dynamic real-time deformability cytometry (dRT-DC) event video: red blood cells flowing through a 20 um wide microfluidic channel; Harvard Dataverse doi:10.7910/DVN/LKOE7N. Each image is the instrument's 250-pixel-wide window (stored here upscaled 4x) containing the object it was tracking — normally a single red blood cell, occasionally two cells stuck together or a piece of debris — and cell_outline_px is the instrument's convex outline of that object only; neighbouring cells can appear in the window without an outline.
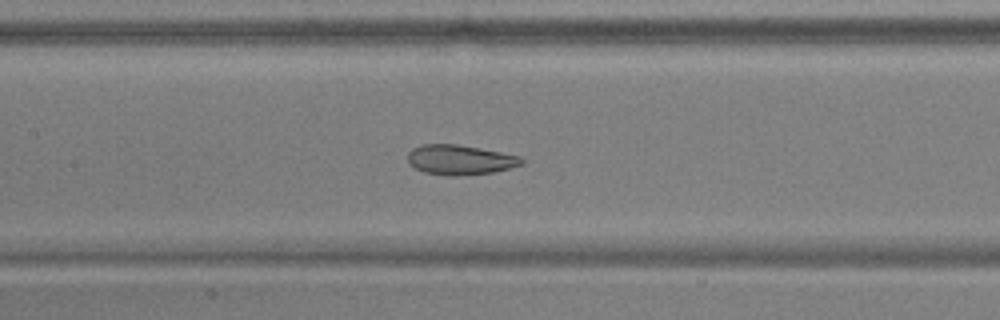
{"species": "common noctule bat (a hibernating species)", "species_latin": "Nyctalus noctula", "temperature_condition": "warm", "stored_images_in_passage": 39, "camera_frame_rate_fps": 3000, "um_per_image_px": 0.085, "animal": {"sex": "male", "body_mass_g": 17.9, "forearm_length_mm": 54.2}, "frame": {"image": 1, "passage_image": 11, "time_ms": 3.333, "image_size_px": [1000, 320], "cell_outline_px": [[524, 164], [492, 172], [456, 176], [452, 176], [424, 172], [408, 164], [408, 152], [412, 148], [424, 144], [456, 144], [500, 152], [520, 156], [524, 160]], "centroid_in_image_um": [39.08, 13.58], "position_along_channel_um": 168.3, "area_um2": 19.65}}
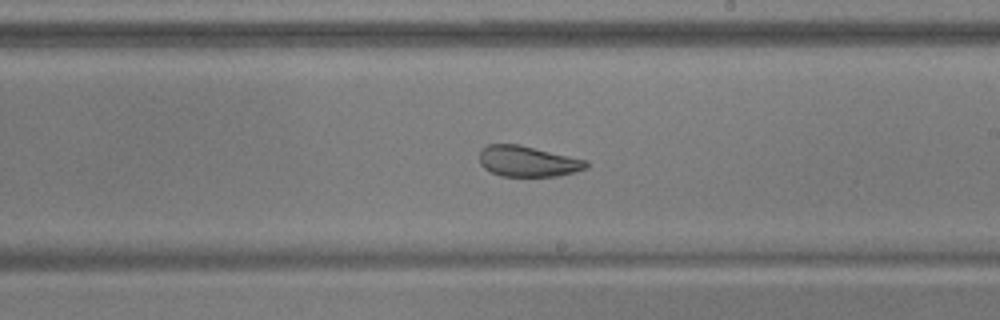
{"frame": {"image": 2, "passage_image": 17, "time_ms": 5.333, "image_size_px": [1000, 320], "cell_outline_px": [[588, 168], [576, 172], [560, 176], [500, 176], [484, 168], [480, 164], [480, 152], [488, 144], [520, 144], [588, 160]], "centroid_in_image_um": [44.91, 13.71], "position_along_channel_um": 244.1, "area_um2": 19.31}}
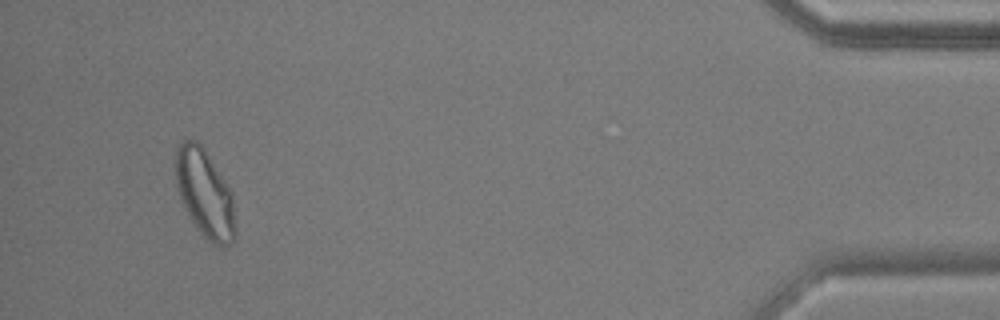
{"frame": {"image": 3, "passage_image": 36, "time_ms": 11.667, "image_size_px": [1000, 320], "cell_outline_px": [[236, 236], [232, 244], [224, 248], [220, 248], [212, 244], [196, 228], [184, 208], [180, 200], [176, 184], [176, 148], [180, 140], [196, 140], [204, 148], [232, 192], [236, 228]], "centroid_in_image_um": [17.42, 16.5], "position_along_channel_um": 417.8, "area_um2": 31.04}, "authors_computed_cell_mechanics": {"area_um2": 21.7906, "velocity_mm_per_s": 3.8111, "shape_relaxation_time_tau1_ms": null, "shape_relaxation_time_tau2_ms": 1.5092, "deformation_change_tau1": null, "deformation_change_tau2": 0.0843}}